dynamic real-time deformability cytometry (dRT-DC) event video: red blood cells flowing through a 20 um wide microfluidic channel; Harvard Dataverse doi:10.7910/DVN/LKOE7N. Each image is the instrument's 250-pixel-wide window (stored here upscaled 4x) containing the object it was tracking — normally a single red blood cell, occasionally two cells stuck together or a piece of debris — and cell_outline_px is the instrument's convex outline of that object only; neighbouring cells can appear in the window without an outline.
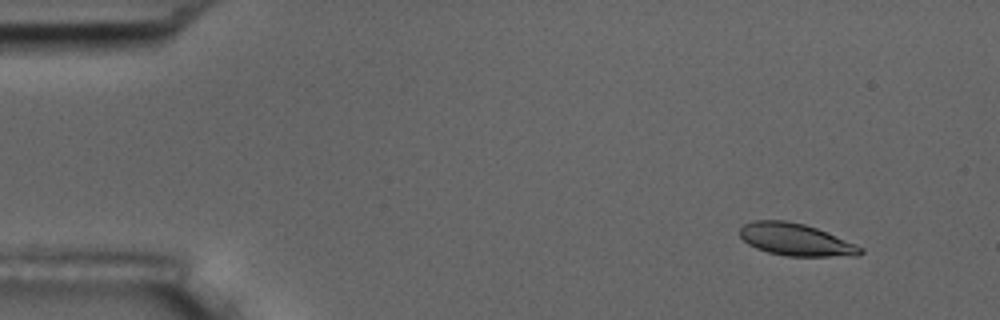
{"species": "common noctule bat (a hibernating species)", "species_latin": "Nyctalus noctula", "temperature_condition": "room temperature", "stored_images_in_passage": 9, "camera_frame_rate_fps": 3000, "um_per_image_px": 0.085, "animal": {"sex": "male", "body_mass_g": 17.5, "forearm_length_mm": 52.3}, "frame": {"image": 1, "passage_image": 2, "time_ms": 0.333, "image_size_px": [1000, 320], "cell_outline_px": [[864, 252], [860, 256], [788, 256], [768, 252], [756, 248], [748, 244], [740, 236], [740, 228], [744, 224], [752, 220], [784, 220], [804, 224], [816, 228], [856, 244], [864, 248]], "centroid_in_image_um": [67.65, 20.37], "position_along_channel_um": 17.3, "area_um2": 22.66}}
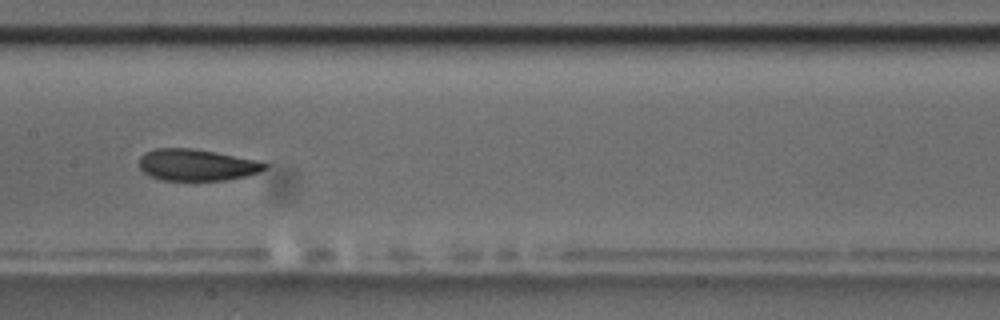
{"frame": {"image": 2, "passage_image": 8, "time_ms": 2.333, "image_size_px": [1000, 320], "cell_outline_px": [[268, 164], [260, 172], [248, 176], [224, 180], [160, 180], [148, 176], [140, 168], [140, 156], [144, 152], [156, 148], [192, 148], [216, 152], [256, 160]], "centroid_in_image_um": [16.69, 14.02], "position_along_channel_um": 190.7, "area_um2": 23.18}}
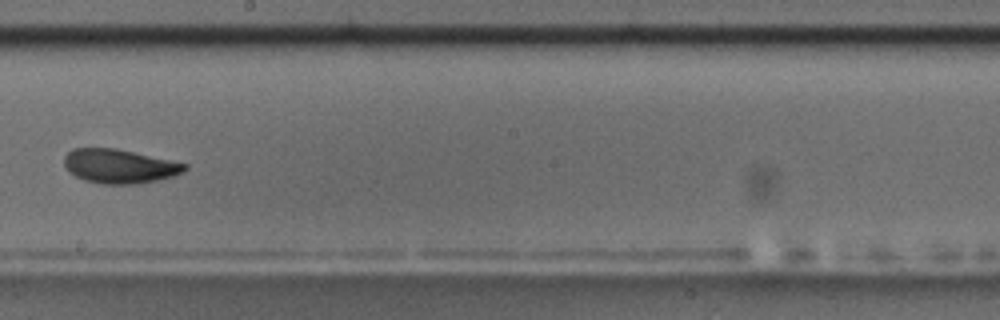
{"frame": {"image": 3, "passage_image": 9, "time_ms": 2.667, "image_size_px": [1000, 320], "cell_outline_px": [[188, 168], [184, 172], [172, 176], [156, 180], [136, 184], [104, 184], [84, 180], [76, 176], [64, 164], [64, 156], [72, 148], [116, 148], [188, 164]], "centroid_in_image_um": [10.16, 14.12], "position_along_channel_um": 238.0, "area_um2": 23.76}}